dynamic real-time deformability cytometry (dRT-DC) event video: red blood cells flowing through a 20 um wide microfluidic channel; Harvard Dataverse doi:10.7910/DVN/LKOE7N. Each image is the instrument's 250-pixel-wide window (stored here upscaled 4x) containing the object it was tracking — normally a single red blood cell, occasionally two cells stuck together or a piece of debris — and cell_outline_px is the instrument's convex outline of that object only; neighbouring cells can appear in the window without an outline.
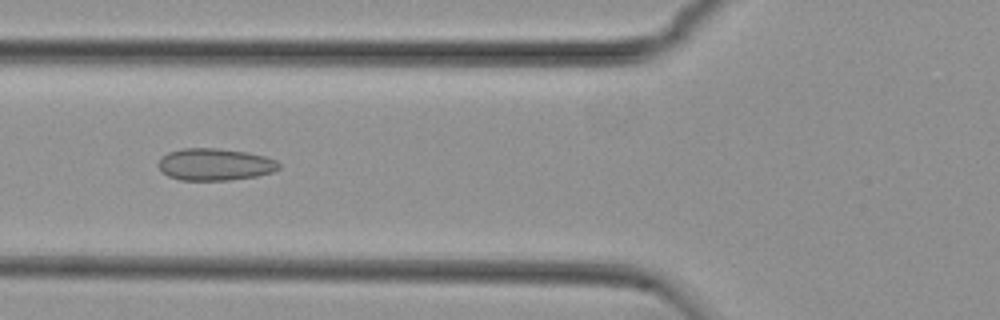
{"species": "common noctule bat (a hibernating species)", "species_latin": "Nyctalus noctula", "temperature_condition": "cold", "stored_images_in_passage": 51, "camera_frame_rate_fps": 3000, "um_per_image_px": 0.085, "animal": {"sex": "female", "body_mass_g": 29.2, "forearm_length_mm": 56.3}, "frame": {"image": 1, "passage_image": 17, "time_ms": 5.333, "image_size_px": [1000, 320], "cell_outline_px": [[280, 168], [272, 172], [256, 176], [228, 180], [180, 180], [168, 176], [160, 172], [156, 164], [160, 156], [168, 152], [180, 148], [216, 148], [248, 152], [264, 156], [276, 160], [280, 164]], "centroid_in_image_um": [18.2, 13.97], "position_along_channel_um": 107.6, "area_um2": 22.83}}
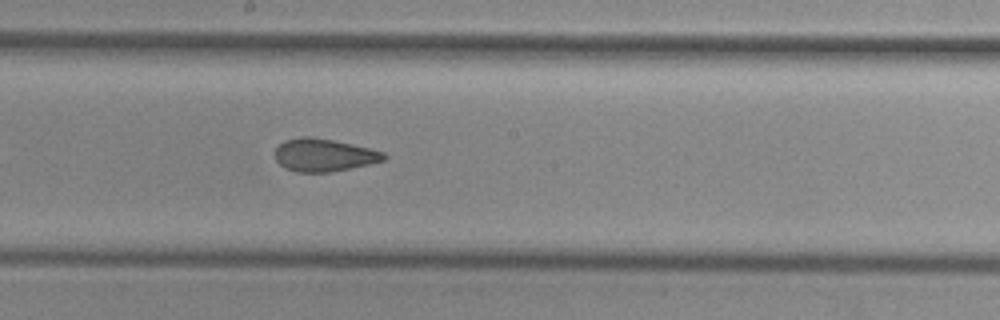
{"frame": {"image": 2, "passage_image": 26, "time_ms": 8.333, "image_size_px": [1000, 320], "cell_outline_px": [[388, 156], [384, 160], [352, 168], [328, 172], [296, 172], [284, 168], [276, 160], [276, 148], [284, 140], [300, 136], [308, 136], [332, 140], [352, 144], [384, 152]], "centroid_in_image_um": [27.52, 13.18], "position_along_channel_um": 220.7, "area_um2": 20.69}}
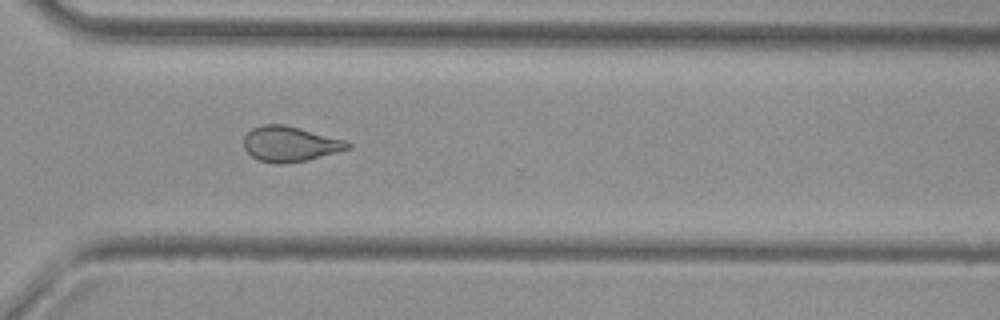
{"frame": {"image": 3, "passage_image": 36, "time_ms": 11.667, "image_size_px": [1000, 320], "cell_outline_px": [[352, 148], [308, 160], [284, 164], [276, 164], [260, 160], [252, 156], [244, 148], [244, 136], [252, 128], [264, 124], [284, 124], [348, 140], [352, 144]], "centroid_in_image_um": [24.69, 12.23], "position_along_channel_um": 345.9, "area_um2": 21.56}, "authors_computed_cell_mechanics": {"area_um2": 22.0796, "velocity_mm_per_s": 3.7686, "shape_relaxation_time_tau1_ms": null, "shape_relaxation_time_tau2_ms": 1.9778, "deformation_change_tau1": null, "deformation_change_tau2": 0.071}}